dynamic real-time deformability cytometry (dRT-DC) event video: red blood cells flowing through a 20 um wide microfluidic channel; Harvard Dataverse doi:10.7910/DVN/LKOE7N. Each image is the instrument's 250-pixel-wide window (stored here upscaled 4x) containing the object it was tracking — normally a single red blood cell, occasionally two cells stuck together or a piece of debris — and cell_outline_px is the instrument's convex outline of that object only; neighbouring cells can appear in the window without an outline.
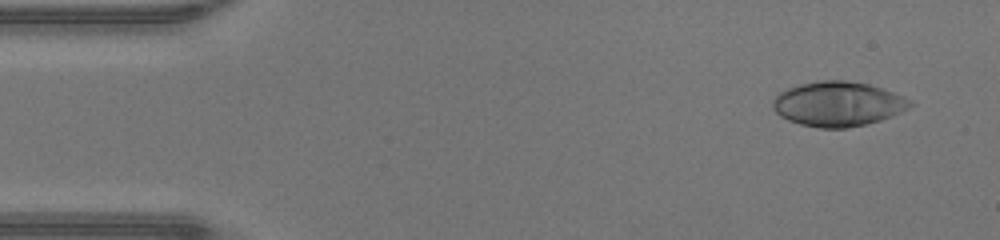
{"species": "human", "species_latin": "Homo sapiens", "temperature_condition": "warm", "stored_images_in_passage": 46, "camera_frame_rate_fps": 3000, "um_per_image_px": 0.085, "donor": {"sex": "male"}, "frame": {"image": 1, "passage_image": 3, "time_ms": 0.667, "image_size_px": [1000, 240], "cell_outline_px": [[916, 104], [892, 116], [880, 120], [848, 128], [820, 128], [800, 124], [788, 120], [780, 116], [772, 108], [772, 100], [780, 92], [788, 88], [800, 84], [820, 80], [844, 80], [868, 84], [904, 96], [912, 100]], "centroid_in_image_um": [71.23, 8.83], "position_along_channel_um": 13.8, "area_um2": 35.78}}
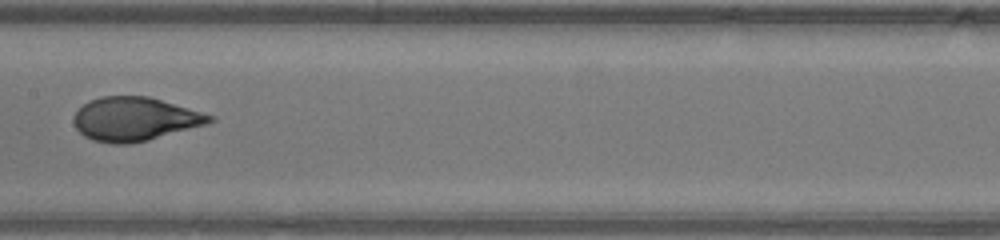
{"frame": {"image": 2, "passage_image": 23, "time_ms": 7.333, "image_size_px": [1000, 240], "cell_outline_px": [[216, 120], [208, 124], [148, 140], [128, 144], [112, 144], [92, 140], [84, 136], [76, 128], [72, 120], [76, 112], [84, 104], [100, 96], [148, 96], [216, 116]], "centroid_in_image_um": [11.48, 10.12], "position_along_channel_um": 195.9, "area_um2": 34.62}}
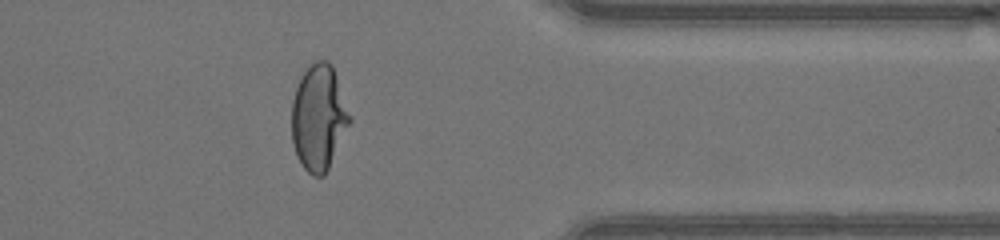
{"frame": {"image": 3, "passage_image": 37, "time_ms": 12.0, "image_size_px": [1000, 240], "cell_outline_px": [[352, 120], [324, 176], [312, 176], [304, 168], [296, 156], [292, 140], [292, 100], [300, 76], [316, 60], [328, 60], [332, 64], [352, 116]], "centroid_in_image_um": [27.1, 9.98], "position_along_channel_um": 384.3, "area_um2": 35.84}, "authors_computed_cell_mechanics": {"area_um2": 34.9112, "velocity_mm_per_s": 4.3989, "shape_relaxation_time_tau1_ms": 6.7494, "shape_relaxation_time_tau2_ms": null, "deformation_change_tau1": 0.3117, "deformation_change_tau2": null}}